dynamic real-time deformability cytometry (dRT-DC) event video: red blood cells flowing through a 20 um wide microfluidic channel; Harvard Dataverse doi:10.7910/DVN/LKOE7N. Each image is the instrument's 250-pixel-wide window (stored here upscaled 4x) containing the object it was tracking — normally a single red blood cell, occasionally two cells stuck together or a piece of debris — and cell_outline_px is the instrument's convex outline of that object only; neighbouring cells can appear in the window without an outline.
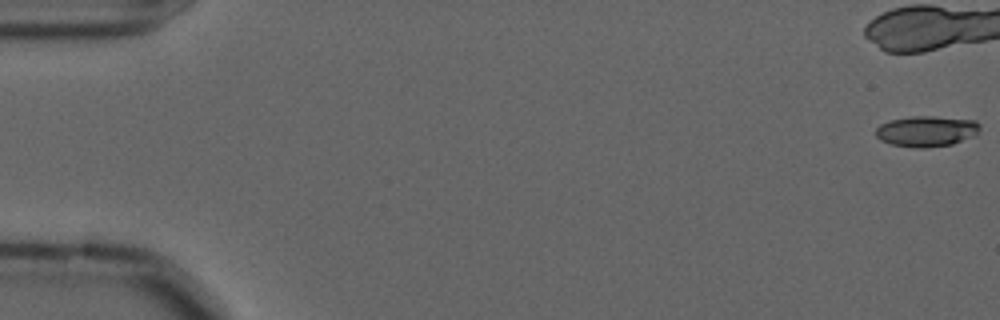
{"species": "common noctule bat (a hibernating species)", "species_latin": "Nyctalus noctula", "temperature_condition": "cold", "stored_images_in_passage": 11, "camera_frame_rate_fps": 3000, "um_per_image_px": 0.085, "animal": {"sex": "male", "forearm_length_mm": 52.5}, "frame": {"image": 1, "passage_image": 1, "time_ms": 0.0, "image_size_px": [1000, 320], "cell_outline_px": [[980, 128], [976, 136], [952, 144], [924, 148], [916, 148], [892, 144], [880, 140], [876, 136], [876, 128], [880, 124], [888, 120], [912, 116], [932, 116], [976, 120], [980, 124]], "centroid_in_image_um": [78.77, 11.15], "position_along_channel_um": 6.2, "area_um2": 18.84}}